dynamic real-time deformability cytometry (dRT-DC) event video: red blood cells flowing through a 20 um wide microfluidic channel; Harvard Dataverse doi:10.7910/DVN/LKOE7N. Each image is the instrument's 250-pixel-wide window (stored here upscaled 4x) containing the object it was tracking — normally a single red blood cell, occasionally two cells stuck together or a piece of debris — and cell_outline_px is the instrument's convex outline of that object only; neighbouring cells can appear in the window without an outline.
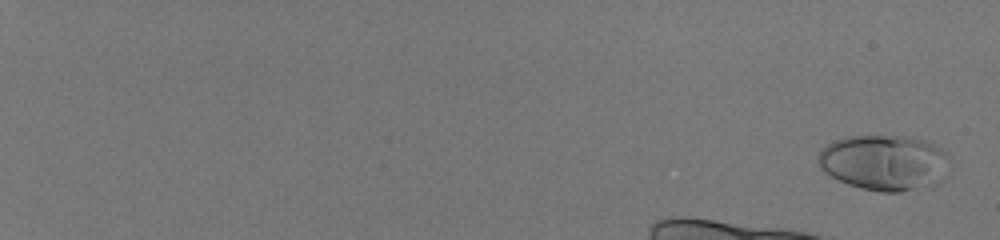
{"species": "human", "species_latin": "Homo sapiens", "temperature_condition": "room temperature", "stored_images_in_passage": 20, "camera_frame_rate_fps": 3000, "um_per_image_px": 0.085, "donor": {"sex": "male"}, "frame": {"image": 1, "passage_image": 1, "time_ms": 0.0, "image_size_px": [1000, 240], "cell_outline_px": [[948, 152], [940, 184], [928, 188], [900, 192], [880, 192], [848, 184], [824, 172], [820, 168], [816, 160], [820, 152], [828, 144], [836, 140], [848, 136], [904, 136], [928, 140]], "centroid_in_image_um": [75.18, 13.82], "position_along_channel_um": 9.8, "area_um2": 42.71}}